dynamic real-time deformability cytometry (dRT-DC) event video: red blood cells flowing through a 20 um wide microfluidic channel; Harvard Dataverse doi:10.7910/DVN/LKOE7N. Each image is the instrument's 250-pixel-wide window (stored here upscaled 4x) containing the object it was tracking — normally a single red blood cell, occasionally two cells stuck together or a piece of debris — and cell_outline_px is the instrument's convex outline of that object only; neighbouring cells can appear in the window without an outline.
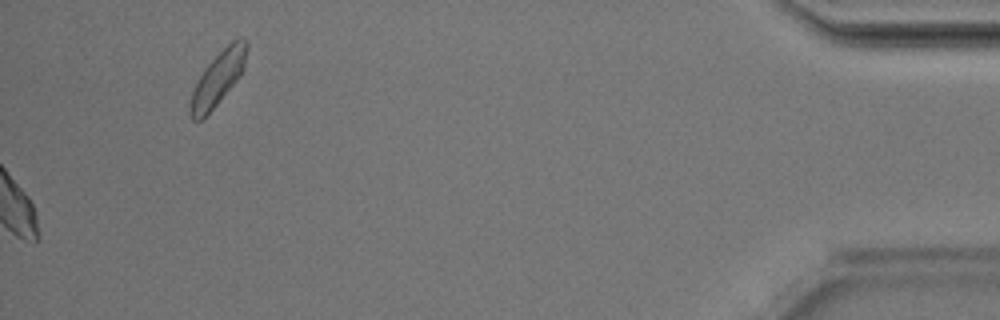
{"species": "Egyptian fruit bat (a non-hibernating species)", "species_latin": "Rousettus aegyptiacus", "temperature_condition": "room temperature", "stored_images_in_passage": 46, "camera_frame_rate_fps": 3000, "um_per_image_px": 0.085, "animal": {"sex": "male"}, "frame": {"image": 1, "passage_image": 46, "time_ms": 15.0, "image_size_px": [1000, 320], "cell_outline_px": [[248, 44], [244, 68], [240, 76], [216, 104], [200, 120], [192, 120], [188, 112], [192, 92], [204, 68], [232, 40], [240, 36], [244, 36], [248, 40]], "centroid_in_image_um": [18.55, 6.61], "position_along_channel_um": 416.6, "area_um2": 17.4}, "authors_computed_cell_mechanics": {"area_um2": 23.5535, "velocity_mm_per_s": 4.1482, "shape_relaxation_time_tau1_ms": 1.89, "shape_relaxation_time_tau2_ms": 2.5594, "deformation_change_tau1": 0.0768, "deformation_change_tau2": 0.0789}}